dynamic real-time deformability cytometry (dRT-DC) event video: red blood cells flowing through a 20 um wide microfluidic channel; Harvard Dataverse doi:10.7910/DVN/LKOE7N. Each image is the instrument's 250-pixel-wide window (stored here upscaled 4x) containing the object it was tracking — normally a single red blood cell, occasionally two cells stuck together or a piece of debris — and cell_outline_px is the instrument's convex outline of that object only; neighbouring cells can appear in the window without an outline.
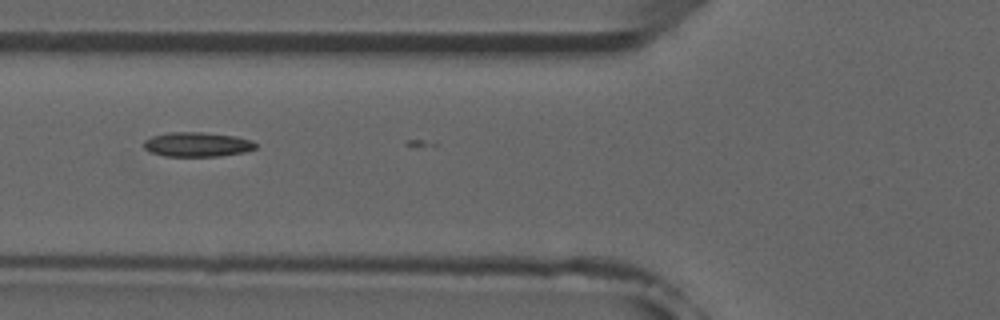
{"species": "common noctule bat (a hibernating species)", "species_latin": "Nyctalus noctula", "temperature_condition": "room temperature", "stored_images_in_passage": 4, "camera_frame_rate_fps": 3000, "um_per_image_px": 0.085, "animal": {"sex": "male", "forearm_length_mm": 52.5}, "frame": {"image": 1, "passage_image": 4, "time_ms": 3.667, "image_size_px": [1000, 320], "cell_outline_px": [[256, 148], [244, 152], [220, 156], [164, 156], [148, 152], [144, 148], [144, 140], [152, 136], [168, 132], [200, 132], [236, 136], [252, 140], [256, 144]], "centroid_in_image_um": [16.74, 12.28], "position_along_channel_um": 109.1, "area_um2": 16.07}}